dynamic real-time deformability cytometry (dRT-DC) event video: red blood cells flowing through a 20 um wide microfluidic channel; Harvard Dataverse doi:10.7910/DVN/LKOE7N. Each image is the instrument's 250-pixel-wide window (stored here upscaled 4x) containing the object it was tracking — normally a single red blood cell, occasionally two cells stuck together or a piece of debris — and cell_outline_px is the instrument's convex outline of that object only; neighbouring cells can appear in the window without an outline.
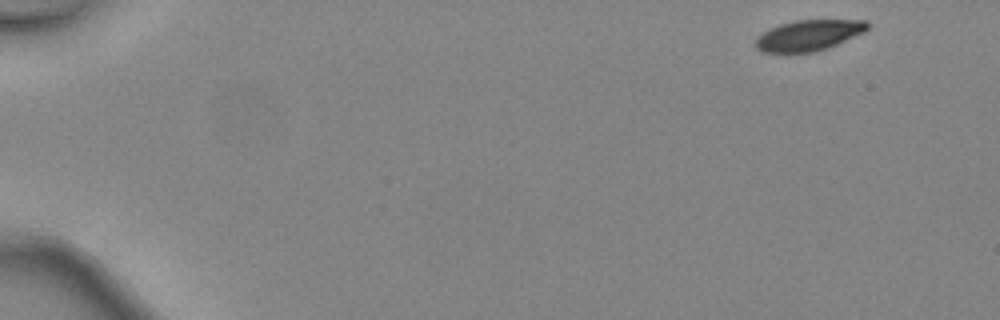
{"species": "common noctule bat (a hibernating species)", "species_latin": "Nyctalus noctula", "temperature_condition": "warm", "stored_images_in_passage": 44, "camera_frame_rate_fps": 3000, "um_per_image_px": 0.085, "animal": {"sex": "female", "body_mass_g": 24.6, "forearm_length_mm": 56.2}, "frame": {"image": 1, "passage_image": 1, "time_ms": 0.0, "image_size_px": [1000, 320], "cell_outline_px": [[868, 28], [864, 32], [828, 48], [816, 52], [764, 52], [756, 48], [756, 36], [768, 28], [780, 24], [796, 20], [868, 20]], "centroid_in_image_um": [68.72, 2.99], "position_along_channel_um": 16.3, "area_um2": 20.06}}
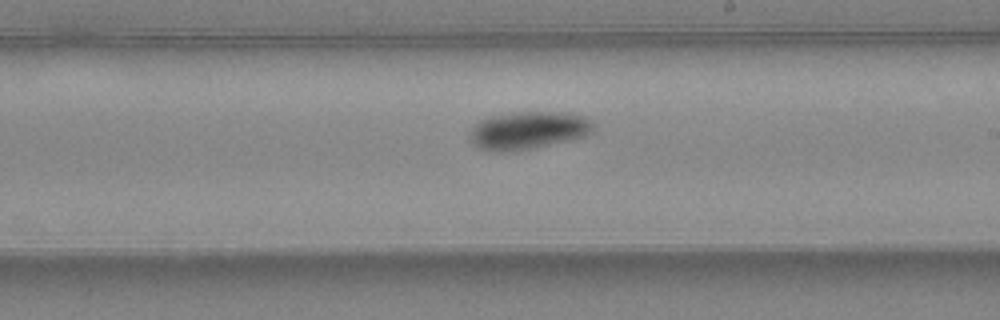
{"frame": {"image": 2, "passage_image": 26, "time_ms": 8.333, "image_size_px": [1000, 320], "cell_outline_px": [[592, 132], [588, 136], [516, 152], [484, 152], [476, 148], [468, 140], [468, 132], [472, 124], [488, 116], [512, 112], [572, 112], [584, 116], [592, 120]], "centroid_in_image_um": [44.81, 11.1], "position_along_channel_um": 244.2, "area_um2": 28.32}}
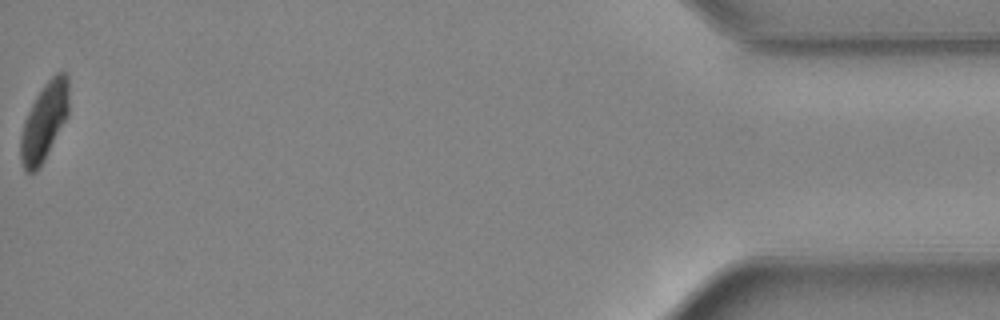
{"frame": {"image": 3, "passage_image": 44, "time_ms": 14.333, "image_size_px": [1000, 320], "cell_outline_px": [[68, 116], [40, 168], [36, 172], [24, 172], [20, 160], [20, 136], [24, 120], [36, 96], [44, 84], [56, 72], [64, 72], [68, 76]], "centroid_in_image_um": [3.75, 10.38], "position_along_channel_um": 431.5, "area_um2": 22.02}, "authors_computed_cell_mechanics": {"area_um2": 24.0737, "velocity_mm_per_s": 4.5321, "shape_relaxation_time_tau1_ms": 2.0813, "shape_relaxation_time_tau2_ms": null, "deformation_change_tau1": 0.1156, "deformation_change_tau2": null}}